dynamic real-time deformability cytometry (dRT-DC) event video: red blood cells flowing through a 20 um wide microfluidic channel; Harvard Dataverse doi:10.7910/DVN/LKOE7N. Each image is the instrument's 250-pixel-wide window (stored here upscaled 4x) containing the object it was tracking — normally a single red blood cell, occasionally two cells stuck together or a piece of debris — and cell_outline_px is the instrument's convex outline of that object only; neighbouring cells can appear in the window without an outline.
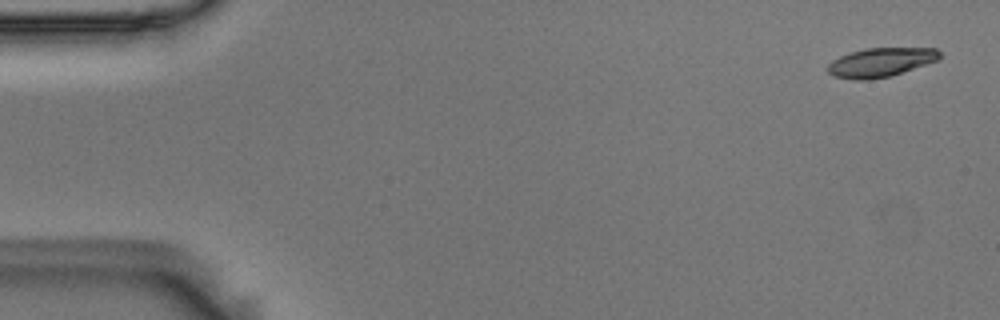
{"species": "Egyptian fruit bat (a non-hibernating species)", "species_latin": "Rousettus aegyptiacus", "temperature_condition": "room temperature", "stored_images_in_passage": 5, "camera_frame_rate_fps": 3000, "um_per_image_px": 0.085, "animal": {"sex": "male"}, "frame": {"image": 1, "passage_image": 1, "time_ms": 0.0, "image_size_px": [1000, 320], "cell_outline_px": [[940, 60], [888, 76], [868, 80], [852, 80], [832, 76], [828, 72], [828, 64], [832, 60], [840, 56], [864, 48], [936, 48], [940, 52]], "centroid_in_image_um": [74.84, 5.3], "position_along_channel_um": 10.2, "area_um2": 18.9}}
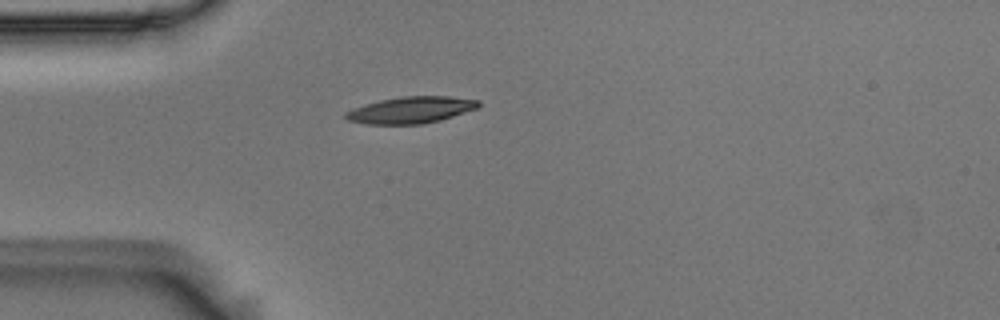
{"frame": {"image": 2, "passage_image": 4, "time_ms": 1.0, "image_size_px": [1000, 320], "cell_outline_px": [[480, 104], [476, 108], [440, 120], [420, 124], [368, 124], [348, 120], [344, 116], [344, 112], [352, 108], [380, 100], [400, 96], [448, 96], [480, 100]], "centroid_in_image_um": [34.89, 9.34], "position_along_channel_um": 50.1, "area_um2": 20.46}}